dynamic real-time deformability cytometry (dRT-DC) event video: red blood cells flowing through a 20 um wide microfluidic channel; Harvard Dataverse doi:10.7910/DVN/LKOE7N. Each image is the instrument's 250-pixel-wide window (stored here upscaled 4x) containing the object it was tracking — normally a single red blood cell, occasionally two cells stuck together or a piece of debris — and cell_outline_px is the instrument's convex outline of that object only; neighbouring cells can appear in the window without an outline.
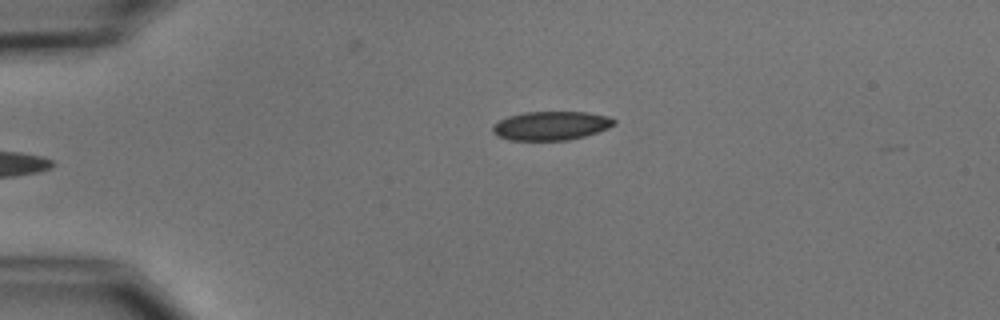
{"species": "common noctule bat (a hibernating species)", "species_latin": "Nyctalus noctula", "temperature_condition": "cold", "stored_images_in_passage": 5, "camera_frame_rate_fps": 3000, "um_per_image_px": 0.085, "animal": {"sex": "male", "body_mass_g": 15.6}, "frame": {"image": 1, "passage_image": 5, "time_ms": 4.667, "image_size_px": [1000, 320], "cell_outline_px": [[616, 124], [608, 128], [584, 136], [568, 140], [512, 140], [496, 136], [492, 132], [492, 128], [500, 120], [508, 116], [524, 112], [588, 112], [608, 116], [616, 120]], "centroid_in_image_um": [46.85, 10.68], "position_along_channel_um": 38.2, "area_um2": 20.35}}